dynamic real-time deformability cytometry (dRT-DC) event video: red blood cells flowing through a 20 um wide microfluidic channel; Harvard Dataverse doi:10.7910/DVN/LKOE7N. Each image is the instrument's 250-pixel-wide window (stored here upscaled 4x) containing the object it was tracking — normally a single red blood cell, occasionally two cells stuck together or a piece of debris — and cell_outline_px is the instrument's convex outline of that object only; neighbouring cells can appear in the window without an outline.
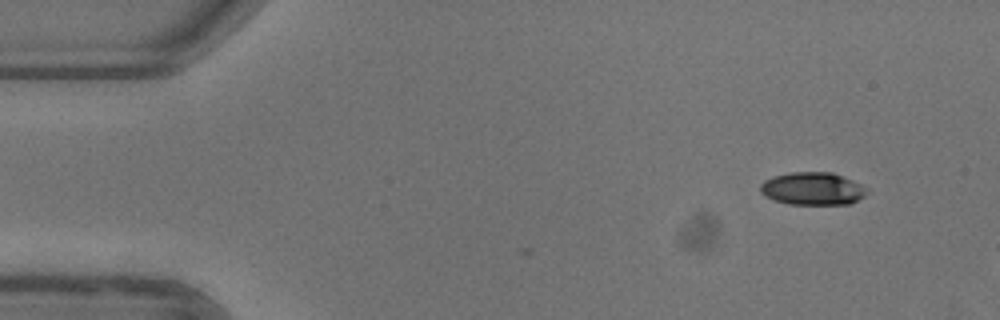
{"species": "common noctule bat (a hibernating species)", "species_latin": "Nyctalus noctula", "temperature_condition": "warm", "stored_images_in_passage": 5, "camera_frame_rate_fps": 3000, "um_per_image_px": 0.085, "animal": {"sex": "female"}, "frame": {"image": 1, "passage_image": 5, "time_ms": 1.333, "image_size_px": [1000, 320], "cell_outline_px": [[868, 192], [864, 196], [848, 204], [788, 204], [764, 196], [760, 192], [760, 184], [764, 180], [772, 176], [788, 172], [832, 172], [860, 184], [868, 188]], "centroid_in_image_um": [69.04, 16.03], "position_along_channel_um": 16.0, "area_um2": 20.35}}